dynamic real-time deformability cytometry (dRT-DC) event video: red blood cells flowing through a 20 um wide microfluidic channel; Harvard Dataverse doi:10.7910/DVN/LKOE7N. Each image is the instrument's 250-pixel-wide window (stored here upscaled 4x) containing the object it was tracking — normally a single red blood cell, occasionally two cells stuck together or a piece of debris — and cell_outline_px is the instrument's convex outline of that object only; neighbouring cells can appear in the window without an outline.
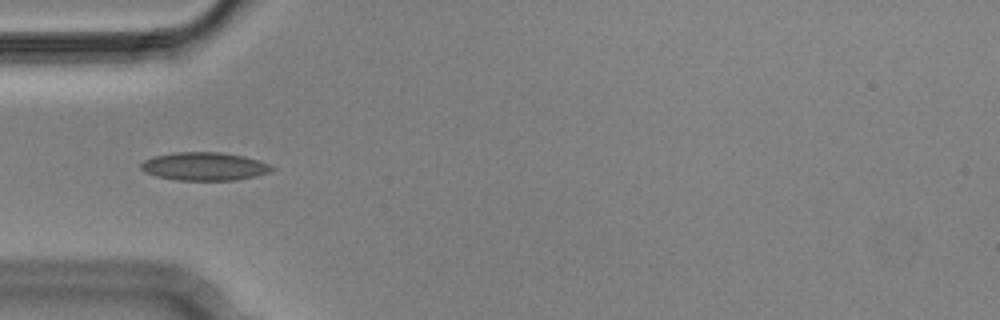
{"species": "Egyptian fruit bat (a non-hibernating species)", "species_latin": "Rousettus aegyptiacus", "temperature_condition": "cold", "stored_images_in_passage": 3, "camera_frame_rate_fps": 3000, "um_per_image_px": 0.085, "animal": {"sex": "male"}, "frame": {"image": 1, "passage_image": 2, "time_ms": 0.333, "image_size_px": [1000, 320], "cell_outline_px": [[276, 168], [268, 172], [236, 180], [176, 180], [156, 176], [144, 172], [140, 168], [140, 164], [144, 160], [152, 156], [172, 152], [220, 152], [244, 156], [268, 164]], "centroid_in_image_um": [17.3, 14.13], "position_along_channel_um": 67.7, "area_um2": 21.44}}